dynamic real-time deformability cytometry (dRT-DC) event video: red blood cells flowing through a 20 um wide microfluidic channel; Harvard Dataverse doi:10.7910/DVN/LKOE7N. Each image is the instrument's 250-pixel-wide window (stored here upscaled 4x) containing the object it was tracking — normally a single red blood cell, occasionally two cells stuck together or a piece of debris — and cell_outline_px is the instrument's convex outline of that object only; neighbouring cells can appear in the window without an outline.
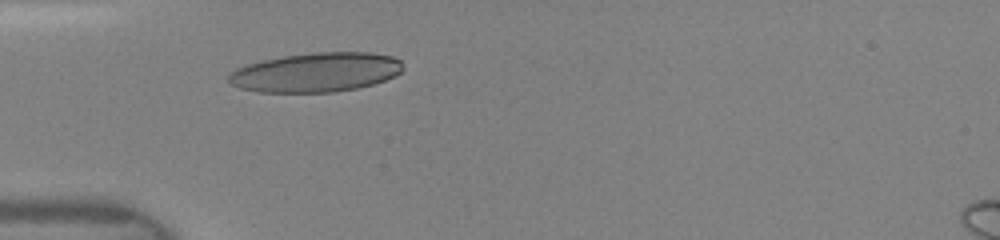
{"species": "human", "species_latin": "Homo sapiens", "temperature_condition": "room temperature", "stored_images_in_passage": 9, "camera_frame_rate_fps": 3000, "um_per_image_px": 0.085, "donor": {"sex": "female"}, "frame": {"image": 1, "passage_image": 7, "time_ms": 2.333, "image_size_px": [1000, 240], "cell_outline_px": [[404, 68], [400, 72], [384, 80], [372, 84], [356, 88], [332, 92], [260, 92], [240, 88], [228, 84], [228, 76], [236, 68], [248, 64], [264, 60], [284, 56], [316, 52], [372, 52], [392, 56], [400, 60]], "centroid_in_image_um": [26.85, 6.14], "position_along_channel_um": 58.2, "area_um2": 39.82}}